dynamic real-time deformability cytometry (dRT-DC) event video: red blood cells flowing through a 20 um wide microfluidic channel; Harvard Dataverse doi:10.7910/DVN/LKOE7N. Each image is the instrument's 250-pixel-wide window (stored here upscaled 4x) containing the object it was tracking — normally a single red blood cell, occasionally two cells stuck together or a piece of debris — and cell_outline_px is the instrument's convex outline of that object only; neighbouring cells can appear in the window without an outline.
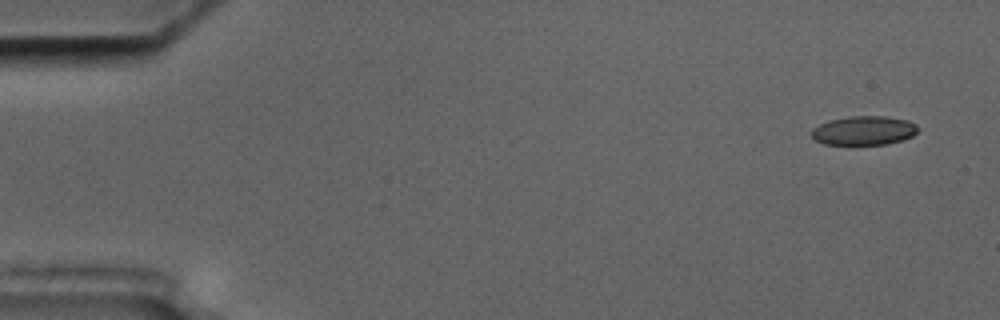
{"species": "common noctule bat (a hibernating species)", "species_latin": "Nyctalus noctula", "temperature_condition": "cold", "stored_images_in_passage": 14, "camera_frame_rate_fps": 3000, "um_per_image_px": 0.085, "animal": {"sex": "male", "body_mass_g": 17.5, "forearm_length_mm": 52.3}, "frame": {"image": 1, "passage_image": 1, "time_ms": 0.0, "image_size_px": [1000, 320], "cell_outline_px": [[920, 128], [912, 136], [904, 140], [888, 144], [824, 144], [816, 140], [812, 136], [812, 128], [828, 120], [848, 116], [888, 116], [908, 120], [916, 124]], "centroid_in_image_um": [73.46, 11.08], "position_along_channel_um": 11.5, "area_um2": 18.15}}
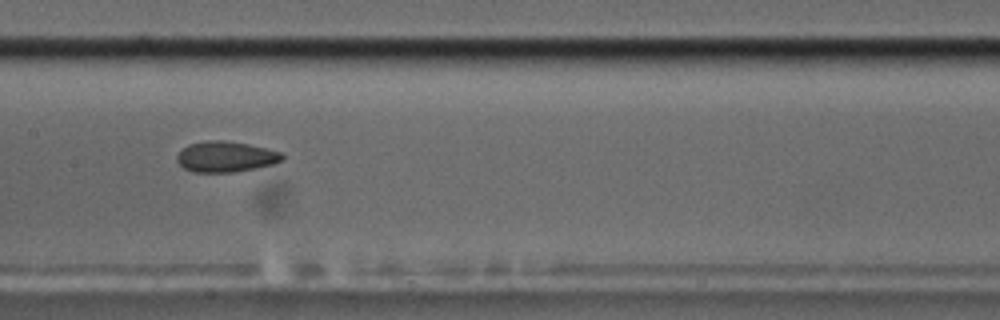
{"frame": {"image": 2, "passage_image": 7, "time_ms": 8.667, "image_size_px": [1000, 320], "cell_outline_px": [[284, 160], [272, 164], [256, 168], [236, 172], [192, 172], [184, 168], [176, 160], [176, 156], [188, 144], [208, 140], [224, 140], [248, 144], [268, 148], [280, 152], [284, 156]], "centroid_in_image_um": [19.2, 13.32], "position_along_channel_um": 188.2, "area_um2": 18.9}}
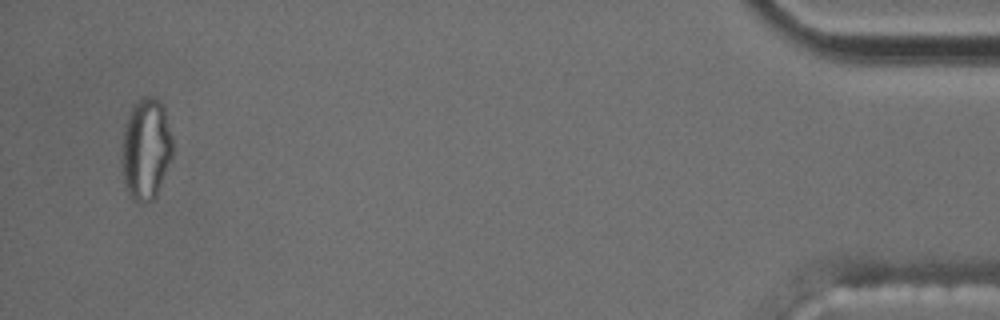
{"frame": {"image": 3, "passage_image": 14, "time_ms": 17.667, "image_size_px": [1000, 320], "cell_outline_px": [[172, 160], [156, 196], [152, 200], [144, 204], [140, 204], [132, 200], [128, 196], [124, 188], [120, 160], [120, 148], [124, 128], [128, 116], [132, 108], [144, 96], [156, 96], [164, 104], [172, 136]], "centroid_in_image_um": [12.39, 12.72], "position_along_channel_um": 422.8, "area_um2": 31.21}, "authors_computed_cell_mechanics": {"area_um2": 19.1607, "velocity_mm_per_s": 3.4854, "shape_relaxation_time_tau1_ms": null, "shape_relaxation_time_tau2_ms": 2.3158, "deformation_change_tau1": null, "deformation_change_tau2": 0.055}}